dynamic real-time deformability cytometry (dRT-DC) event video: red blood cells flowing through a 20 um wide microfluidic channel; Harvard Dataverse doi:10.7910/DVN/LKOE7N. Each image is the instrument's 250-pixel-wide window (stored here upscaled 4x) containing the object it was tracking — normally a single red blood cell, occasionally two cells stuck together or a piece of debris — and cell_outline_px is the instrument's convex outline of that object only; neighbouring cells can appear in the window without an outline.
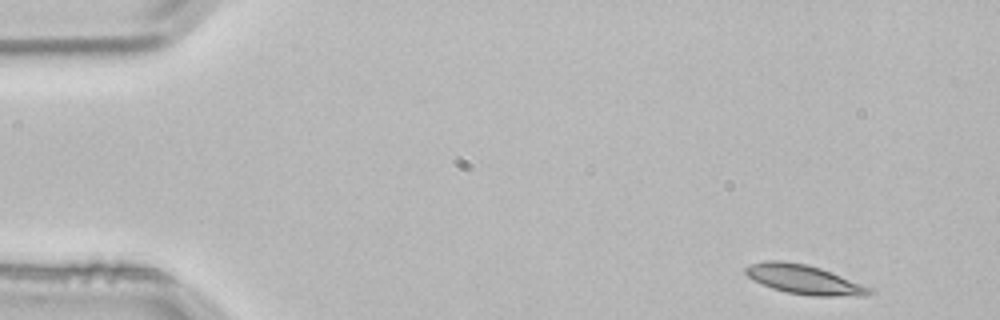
{"species": "common noctule bat (a hibernating species)", "species_latin": "Nyctalus noctula", "temperature_condition": "room temperature", "stored_images_in_passage": 3, "camera_frame_rate_fps": 3000, "um_per_image_px": 0.085, "animal": {"sex": "male", "body_mass_g": 21.5, "forearm_length_mm": 52.0}, "frame": {"image": 1, "passage_image": 1, "time_ms": 0.0, "image_size_px": [1000, 320], "cell_outline_px": [[876, 292], [864, 296], [812, 296], [788, 292], [772, 288], [748, 276], [744, 272], [744, 268], [752, 264], [764, 260], [780, 260], [808, 264], [820, 268], [872, 288]], "centroid_in_image_um": [68.38, 23.75], "position_along_channel_um": 16.6, "area_um2": 20.98}}